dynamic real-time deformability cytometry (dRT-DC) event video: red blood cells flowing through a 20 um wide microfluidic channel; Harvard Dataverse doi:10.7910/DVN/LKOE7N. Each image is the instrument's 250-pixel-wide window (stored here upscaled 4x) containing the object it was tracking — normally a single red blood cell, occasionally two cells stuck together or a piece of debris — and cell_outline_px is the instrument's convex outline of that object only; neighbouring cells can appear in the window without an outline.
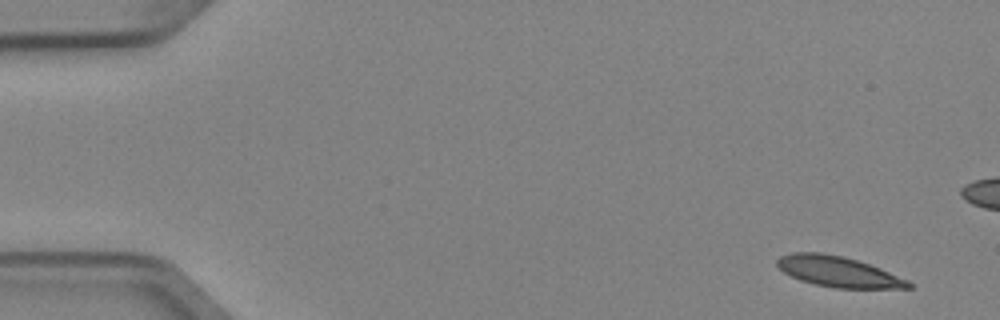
{"species": "Egyptian fruit bat (a non-hibernating species)", "species_latin": "Rousettus aegyptiacus", "temperature_condition": "cold", "stored_images_in_passage": 5, "camera_frame_rate_fps": 3000, "um_per_image_px": 0.085, "animal": {"sex": "female"}, "frame": {"image": 1, "passage_image": 1, "time_ms": 0.0, "image_size_px": [1000, 320], "cell_outline_px": [[912, 288], [836, 288], [816, 284], [800, 280], [784, 272], [776, 264], [776, 260], [780, 256], [792, 252], [820, 252], [844, 256], [880, 268], [908, 280], [912, 284]], "centroid_in_image_um": [71.24, 23.08], "position_along_channel_um": 13.8, "area_um2": 23.24}}